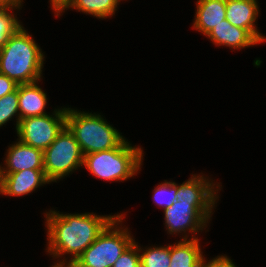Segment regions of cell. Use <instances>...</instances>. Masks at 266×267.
Here are the masks:
<instances>
[{
  "instance_id": "d6986e66",
  "label": "cell",
  "mask_w": 266,
  "mask_h": 267,
  "mask_svg": "<svg viewBox=\"0 0 266 267\" xmlns=\"http://www.w3.org/2000/svg\"><path fill=\"white\" fill-rule=\"evenodd\" d=\"M177 190L178 186L174 182H165L160 184V186L154 190V200L158 205L161 207L163 206V208L165 207L164 209H167L171 207L172 204L177 200Z\"/></svg>"
},
{
  "instance_id": "cb8c5ba5",
  "label": "cell",
  "mask_w": 266,
  "mask_h": 267,
  "mask_svg": "<svg viewBox=\"0 0 266 267\" xmlns=\"http://www.w3.org/2000/svg\"><path fill=\"white\" fill-rule=\"evenodd\" d=\"M203 262L202 267H236L229 258L225 256H219L216 259H213L207 264H204Z\"/></svg>"
},
{
  "instance_id": "7a4b0ae2",
  "label": "cell",
  "mask_w": 266,
  "mask_h": 267,
  "mask_svg": "<svg viewBox=\"0 0 266 267\" xmlns=\"http://www.w3.org/2000/svg\"><path fill=\"white\" fill-rule=\"evenodd\" d=\"M43 54L21 26L0 46V74L19 84L38 81L43 67Z\"/></svg>"
},
{
  "instance_id": "7402d4cb",
  "label": "cell",
  "mask_w": 266,
  "mask_h": 267,
  "mask_svg": "<svg viewBox=\"0 0 266 267\" xmlns=\"http://www.w3.org/2000/svg\"><path fill=\"white\" fill-rule=\"evenodd\" d=\"M138 251L140 248L133 242L112 267H141Z\"/></svg>"
},
{
  "instance_id": "8992f818",
  "label": "cell",
  "mask_w": 266,
  "mask_h": 267,
  "mask_svg": "<svg viewBox=\"0 0 266 267\" xmlns=\"http://www.w3.org/2000/svg\"><path fill=\"white\" fill-rule=\"evenodd\" d=\"M84 154L73 133L65 126L51 145L43 151L44 172L56 181L83 165Z\"/></svg>"
},
{
  "instance_id": "44dd1931",
  "label": "cell",
  "mask_w": 266,
  "mask_h": 267,
  "mask_svg": "<svg viewBox=\"0 0 266 267\" xmlns=\"http://www.w3.org/2000/svg\"><path fill=\"white\" fill-rule=\"evenodd\" d=\"M7 11L8 9H0V46L21 27L17 19Z\"/></svg>"
},
{
  "instance_id": "5bb4252c",
  "label": "cell",
  "mask_w": 266,
  "mask_h": 267,
  "mask_svg": "<svg viewBox=\"0 0 266 267\" xmlns=\"http://www.w3.org/2000/svg\"><path fill=\"white\" fill-rule=\"evenodd\" d=\"M213 185L201 176H193L187 182L178 186L176 198L180 202L190 205H214L215 197Z\"/></svg>"
},
{
  "instance_id": "ba28073f",
  "label": "cell",
  "mask_w": 266,
  "mask_h": 267,
  "mask_svg": "<svg viewBox=\"0 0 266 267\" xmlns=\"http://www.w3.org/2000/svg\"><path fill=\"white\" fill-rule=\"evenodd\" d=\"M213 205H190L176 200L171 207L164 209L165 222L170 233L190 229L193 232L203 228Z\"/></svg>"
},
{
  "instance_id": "d4e9b609",
  "label": "cell",
  "mask_w": 266,
  "mask_h": 267,
  "mask_svg": "<svg viewBox=\"0 0 266 267\" xmlns=\"http://www.w3.org/2000/svg\"><path fill=\"white\" fill-rule=\"evenodd\" d=\"M74 0H51L52 7L57 13L62 12L65 8H69V6L73 3Z\"/></svg>"
},
{
  "instance_id": "8fae6325",
  "label": "cell",
  "mask_w": 266,
  "mask_h": 267,
  "mask_svg": "<svg viewBox=\"0 0 266 267\" xmlns=\"http://www.w3.org/2000/svg\"><path fill=\"white\" fill-rule=\"evenodd\" d=\"M6 170L0 168V173H16L25 169H44L43 151L30 145L18 143L12 145L8 150Z\"/></svg>"
},
{
  "instance_id": "484cf974",
  "label": "cell",
  "mask_w": 266,
  "mask_h": 267,
  "mask_svg": "<svg viewBox=\"0 0 266 267\" xmlns=\"http://www.w3.org/2000/svg\"><path fill=\"white\" fill-rule=\"evenodd\" d=\"M19 5H21V0H0V9L19 7Z\"/></svg>"
},
{
  "instance_id": "603a6c76",
  "label": "cell",
  "mask_w": 266,
  "mask_h": 267,
  "mask_svg": "<svg viewBox=\"0 0 266 267\" xmlns=\"http://www.w3.org/2000/svg\"><path fill=\"white\" fill-rule=\"evenodd\" d=\"M17 87L18 84L14 80L8 78L6 75L0 74V98L15 91Z\"/></svg>"
},
{
  "instance_id": "4316f807",
  "label": "cell",
  "mask_w": 266,
  "mask_h": 267,
  "mask_svg": "<svg viewBox=\"0 0 266 267\" xmlns=\"http://www.w3.org/2000/svg\"><path fill=\"white\" fill-rule=\"evenodd\" d=\"M53 267H73V266L69 265V264H67V266H65V262L63 261V262H60V263L56 264Z\"/></svg>"
},
{
  "instance_id": "52a82bcc",
  "label": "cell",
  "mask_w": 266,
  "mask_h": 267,
  "mask_svg": "<svg viewBox=\"0 0 266 267\" xmlns=\"http://www.w3.org/2000/svg\"><path fill=\"white\" fill-rule=\"evenodd\" d=\"M55 117L49 115L21 119L17 127L19 140L27 145L44 151L66 126V109L55 111Z\"/></svg>"
},
{
  "instance_id": "5b68a950",
  "label": "cell",
  "mask_w": 266,
  "mask_h": 267,
  "mask_svg": "<svg viewBox=\"0 0 266 267\" xmlns=\"http://www.w3.org/2000/svg\"><path fill=\"white\" fill-rule=\"evenodd\" d=\"M122 217L124 216L117 215L71 265L73 267H112L134 242L126 230L113 229L117 222H121Z\"/></svg>"
},
{
  "instance_id": "3957f363",
  "label": "cell",
  "mask_w": 266,
  "mask_h": 267,
  "mask_svg": "<svg viewBox=\"0 0 266 267\" xmlns=\"http://www.w3.org/2000/svg\"><path fill=\"white\" fill-rule=\"evenodd\" d=\"M66 126L84 155L116 148L125 140L100 115L66 109Z\"/></svg>"
},
{
  "instance_id": "6da1fadb",
  "label": "cell",
  "mask_w": 266,
  "mask_h": 267,
  "mask_svg": "<svg viewBox=\"0 0 266 267\" xmlns=\"http://www.w3.org/2000/svg\"><path fill=\"white\" fill-rule=\"evenodd\" d=\"M116 217L89 213L63 215L55 211L47 213L48 252L56 257L62 253L74 254L68 263L71 265Z\"/></svg>"
},
{
  "instance_id": "ffe728a7",
  "label": "cell",
  "mask_w": 266,
  "mask_h": 267,
  "mask_svg": "<svg viewBox=\"0 0 266 267\" xmlns=\"http://www.w3.org/2000/svg\"><path fill=\"white\" fill-rule=\"evenodd\" d=\"M19 111L18 87L15 91L0 98V126L5 124Z\"/></svg>"
},
{
  "instance_id": "277c9868",
  "label": "cell",
  "mask_w": 266,
  "mask_h": 267,
  "mask_svg": "<svg viewBox=\"0 0 266 267\" xmlns=\"http://www.w3.org/2000/svg\"><path fill=\"white\" fill-rule=\"evenodd\" d=\"M142 154L124 140L116 148L84 155L83 165L104 180H125L139 170Z\"/></svg>"
},
{
  "instance_id": "ac0fdd59",
  "label": "cell",
  "mask_w": 266,
  "mask_h": 267,
  "mask_svg": "<svg viewBox=\"0 0 266 267\" xmlns=\"http://www.w3.org/2000/svg\"><path fill=\"white\" fill-rule=\"evenodd\" d=\"M141 267H170V246L155 247L140 255Z\"/></svg>"
},
{
  "instance_id": "9c48e42d",
  "label": "cell",
  "mask_w": 266,
  "mask_h": 267,
  "mask_svg": "<svg viewBox=\"0 0 266 267\" xmlns=\"http://www.w3.org/2000/svg\"><path fill=\"white\" fill-rule=\"evenodd\" d=\"M47 182L50 181L46 177L44 169H25L16 173H0V193L21 196Z\"/></svg>"
},
{
  "instance_id": "e0dca14e",
  "label": "cell",
  "mask_w": 266,
  "mask_h": 267,
  "mask_svg": "<svg viewBox=\"0 0 266 267\" xmlns=\"http://www.w3.org/2000/svg\"><path fill=\"white\" fill-rule=\"evenodd\" d=\"M119 0H74L70 5L98 18H105L115 13Z\"/></svg>"
},
{
  "instance_id": "4fadbf2b",
  "label": "cell",
  "mask_w": 266,
  "mask_h": 267,
  "mask_svg": "<svg viewBox=\"0 0 266 267\" xmlns=\"http://www.w3.org/2000/svg\"><path fill=\"white\" fill-rule=\"evenodd\" d=\"M206 36L215 44L231 46V48H245L259 43L246 29L232 25L227 19L215 26Z\"/></svg>"
},
{
  "instance_id": "7c38bea8",
  "label": "cell",
  "mask_w": 266,
  "mask_h": 267,
  "mask_svg": "<svg viewBox=\"0 0 266 267\" xmlns=\"http://www.w3.org/2000/svg\"><path fill=\"white\" fill-rule=\"evenodd\" d=\"M18 103L20 114L16 129L21 119L46 115L43 112L47 103L46 94L36 85V82L18 85Z\"/></svg>"
},
{
  "instance_id": "30bf717a",
  "label": "cell",
  "mask_w": 266,
  "mask_h": 267,
  "mask_svg": "<svg viewBox=\"0 0 266 267\" xmlns=\"http://www.w3.org/2000/svg\"><path fill=\"white\" fill-rule=\"evenodd\" d=\"M257 15L256 0H226V19L232 25L246 29L260 43L265 38L254 27Z\"/></svg>"
},
{
  "instance_id": "9a60e30c",
  "label": "cell",
  "mask_w": 266,
  "mask_h": 267,
  "mask_svg": "<svg viewBox=\"0 0 266 267\" xmlns=\"http://www.w3.org/2000/svg\"><path fill=\"white\" fill-rule=\"evenodd\" d=\"M194 28L207 35L226 19V0H199Z\"/></svg>"
},
{
  "instance_id": "2e32d148",
  "label": "cell",
  "mask_w": 266,
  "mask_h": 267,
  "mask_svg": "<svg viewBox=\"0 0 266 267\" xmlns=\"http://www.w3.org/2000/svg\"><path fill=\"white\" fill-rule=\"evenodd\" d=\"M198 243V238H183L178 244L170 246V267H202L204 258Z\"/></svg>"
}]
</instances>
